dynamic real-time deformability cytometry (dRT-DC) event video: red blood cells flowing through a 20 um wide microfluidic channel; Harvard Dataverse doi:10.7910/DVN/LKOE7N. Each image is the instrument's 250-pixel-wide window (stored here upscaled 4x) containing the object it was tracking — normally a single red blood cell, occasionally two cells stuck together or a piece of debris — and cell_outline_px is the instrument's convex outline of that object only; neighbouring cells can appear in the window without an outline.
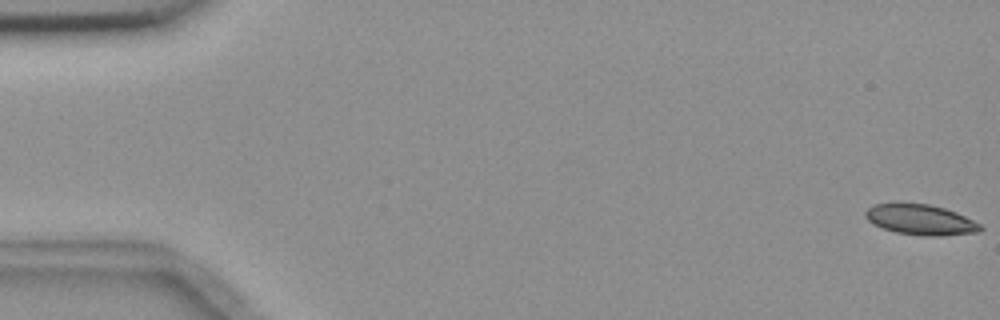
{"species": "common noctule bat (a hibernating species)", "species_latin": "Nyctalus noctula", "temperature_condition": "room temperature", "stored_images_in_passage": 6, "camera_frame_rate_fps": 3000, "um_per_image_px": 0.085, "animal": {"sex": "female", "body_mass_g": 18.4}, "frame": {"image": 1, "passage_image": 1, "time_ms": 0.0, "image_size_px": [1000, 320], "cell_outline_px": [[984, 228], [980, 232], [940, 236], [920, 236], [896, 232], [872, 224], [864, 216], [864, 212], [872, 204], [892, 200], [896, 200], [928, 204], [944, 208], [956, 212], [980, 224]], "centroid_in_image_um": [78.17, 18.63], "position_along_channel_um": 6.8, "area_um2": 21.15}}